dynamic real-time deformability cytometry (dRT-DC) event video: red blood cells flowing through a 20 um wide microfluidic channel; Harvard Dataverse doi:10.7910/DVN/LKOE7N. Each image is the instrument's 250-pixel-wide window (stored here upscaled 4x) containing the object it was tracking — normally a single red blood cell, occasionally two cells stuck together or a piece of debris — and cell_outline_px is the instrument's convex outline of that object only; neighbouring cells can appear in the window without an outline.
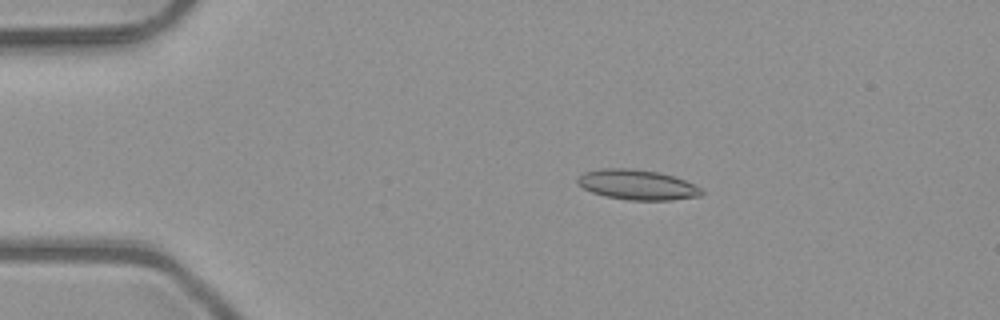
{"species": "common noctule bat (a hibernating species)", "species_latin": "Nyctalus noctula", "temperature_condition": "room temperature", "stored_images_in_passage": 4, "camera_frame_rate_fps": 3000, "um_per_image_px": 0.085, "animal": {"sex": "male", "body_mass_g": 23.1, "forearm_length_mm": 52.7}, "frame": {"image": 1, "passage_image": 2, "time_ms": 0.333, "image_size_px": [1000, 320], "cell_outline_px": [[704, 192], [700, 196], [672, 200], [628, 200], [604, 196], [592, 192], [584, 188], [576, 180], [584, 172], [600, 168], [632, 168], [660, 172], [684, 180], [700, 188]], "centroid_in_image_um": [54.16, 15.7], "position_along_channel_um": 30.8, "area_um2": 21.68}}